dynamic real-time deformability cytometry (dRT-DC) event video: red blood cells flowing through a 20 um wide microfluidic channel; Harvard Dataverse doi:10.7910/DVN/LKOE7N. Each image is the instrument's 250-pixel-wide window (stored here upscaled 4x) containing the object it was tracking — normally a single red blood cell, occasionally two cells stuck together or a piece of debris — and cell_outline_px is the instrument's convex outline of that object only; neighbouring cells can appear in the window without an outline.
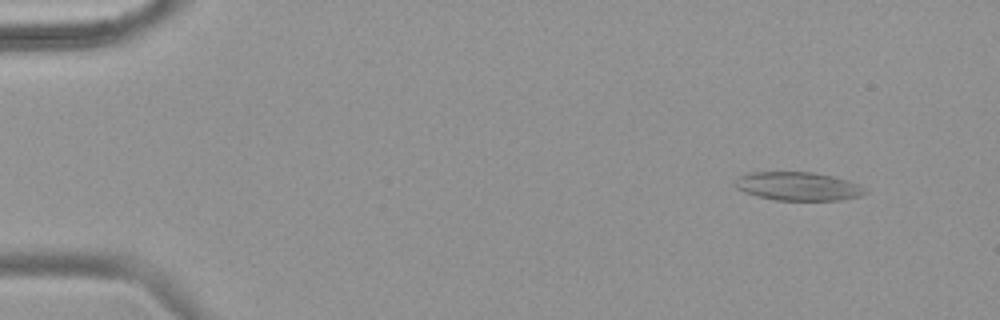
{"species": "common noctule bat (a hibernating species)", "species_latin": "Nyctalus noctula", "temperature_condition": "warm", "stored_images_in_passage": 51, "camera_frame_rate_fps": 3000, "um_per_image_px": 0.085, "animal": {"sex": "female", "body_mass_g": 18.4}, "frame": {"image": 1, "passage_image": 1, "time_ms": 0.0, "image_size_px": [1000, 320], "cell_outline_px": [[868, 192], [860, 196], [840, 200], [776, 200], [744, 192], [736, 188], [732, 184], [732, 180], [736, 176], [752, 172], [812, 172], [832, 176], [848, 180], [868, 188]], "centroid_in_image_um": [67.82, 15.82], "position_along_channel_um": 17.2, "area_um2": 21.85}}
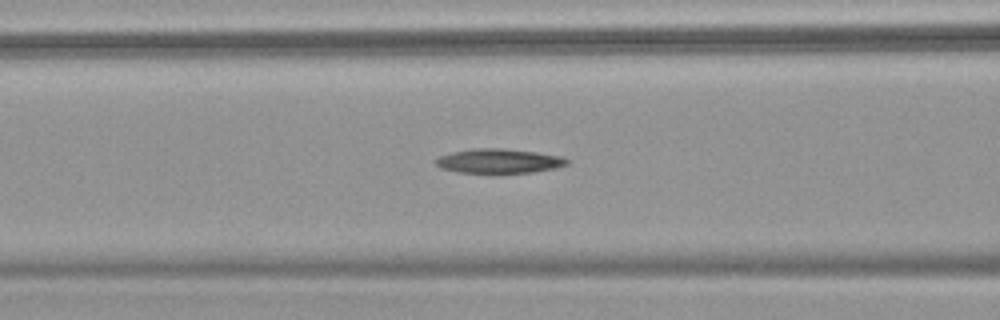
{"frame": {"image": 2, "passage_image": 19, "time_ms": 6.0, "image_size_px": [1000, 320], "cell_outline_px": [[568, 164], [556, 168], [532, 172], [456, 172], [440, 168], [432, 160], [440, 156], [452, 152], [472, 148], [500, 148], [536, 152], [564, 156], [568, 160]], "centroid_in_image_um": [42.39, 13.67], "position_along_channel_um": 124.2, "area_um2": 18.61}}
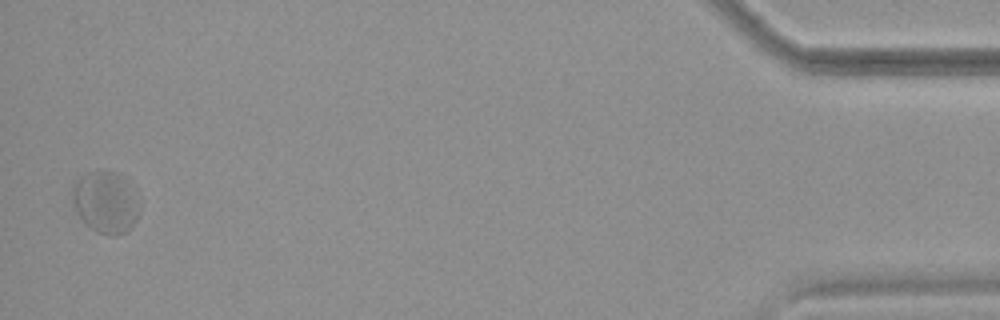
{"frame": {"image": 3, "passage_image": 50, "time_ms": 16.333, "image_size_px": [1000, 320], "cell_outline_px": [[140, 212], [136, 220], [128, 232], [116, 236], [108, 236], [96, 232], [76, 212], [72, 200], [72, 184], [80, 176], [88, 172], [104, 168], [128, 176], [140, 200]], "centroid_in_image_um": [9.04, 17.13], "position_along_channel_um": 426.2, "area_um2": 25.32}, "authors_computed_cell_mechanics": {"area_um2": 20.1722, "velocity_mm_per_s": 3.707, "shape_relaxation_time_tau1_ms": null, "shape_relaxation_time_tau2_ms": 2.317, "deformation_change_tau1": null, "deformation_change_tau2": 0.0774}}